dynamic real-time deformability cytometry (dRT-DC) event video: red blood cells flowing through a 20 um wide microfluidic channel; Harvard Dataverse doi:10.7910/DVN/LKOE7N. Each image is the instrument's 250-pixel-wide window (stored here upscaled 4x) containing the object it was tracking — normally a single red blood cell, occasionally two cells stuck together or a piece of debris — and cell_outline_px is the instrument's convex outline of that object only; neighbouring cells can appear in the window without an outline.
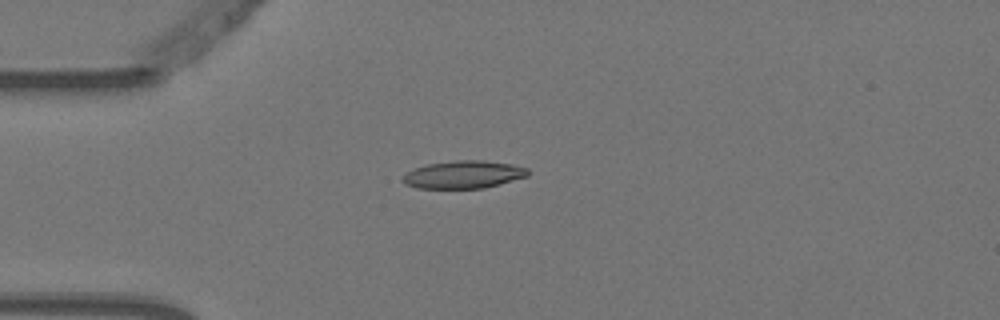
{"species": "Egyptian fruit bat (a non-hibernating species)", "species_latin": "Rousettus aegyptiacus", "temperature_condition": "warm", "stored_images_in_passage": 3, "camera_frame_rate_fps": 3000, "um_per_image_px": 0.085, "animal": {"sex": "female"}, "frame": {"image": 1, "passage_image": 1, "time_ms": 0.0, "image_size_px": [1000, 320], "cell_outline_px": [[528, 176], [500, 184], [484, 188], [416, 188], [404, 184], [404, 176], [408, 172], [416, 168], [428, 164], [456, 160], [484, 160], [512, 164], [528, 168]], "centroid_in_image_um": [39.44, 14.84], "position_along_channel_um": 45.6, "area_um2": 20.06}}
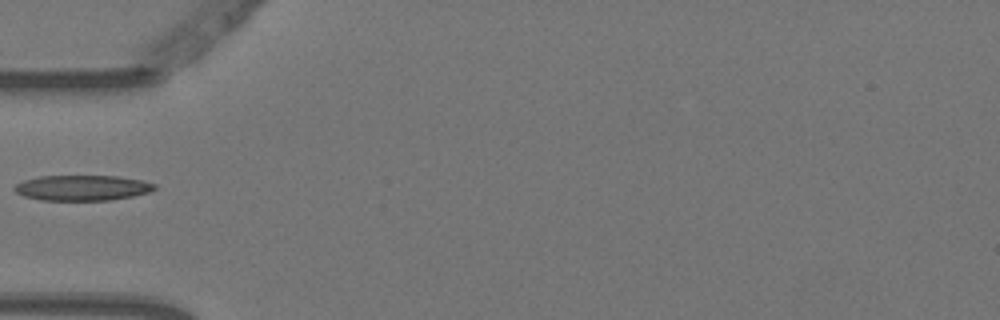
{"frame": {"image": 2, "passage_image": 2, "time_ms": 0.333, "image_size_px": [1000, 320], "cell_outline_px": [[156, 188], [148, 192], [132, 196], [108, 200], [40, 200], [24, 196], [16, 192], [12, 188], [16, 184], [24, 180], [40, 176], [120, 176], [140, 180], [156, 184]], "centroid_in_image_um": [6.97, 15.96], "position_along_channel_um": 78.0, "area_um2": 20.63}}
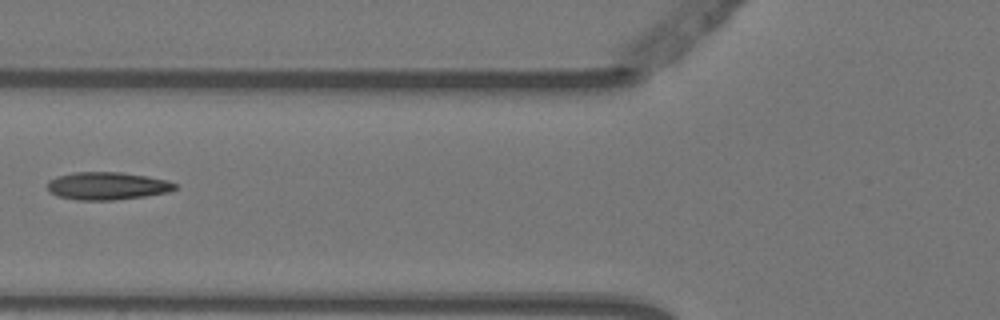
{"frame": {"image": 3, "passage_image": 3, "time_ms": 0.667, "image_size_px": [1000, 320], "cell_outline_px": [[176, 188], [168, 192], [144, 196], [112, 200], [76, 200], [56, 196], [48, 192], [48, 180], [56, 176], [72, 172], [120, 172], [168, 180], [176, 184]], "centroid_in_image_um": [9.05, 15.8], "position_along_channel_um": 116.8, "area_um2": 20.63}}